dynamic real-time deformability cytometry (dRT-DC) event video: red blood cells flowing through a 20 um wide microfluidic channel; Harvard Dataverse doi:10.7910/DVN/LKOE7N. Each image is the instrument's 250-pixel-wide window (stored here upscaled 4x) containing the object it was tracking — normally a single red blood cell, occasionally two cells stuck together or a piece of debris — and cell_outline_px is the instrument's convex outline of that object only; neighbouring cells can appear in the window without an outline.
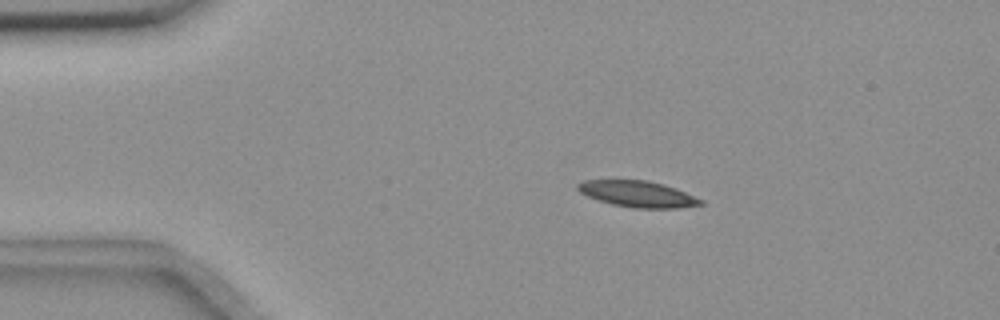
{"species": "common noctule bat (a hibernating species)", "species_latin": "Nyctalus noctula", "temperature_condition": "room temperature", "stored_images_in_passage": 10, "camera_frame_rate_fps": 3000, "um_per_image_px": 0.085, "animal": {"sex": "female", "body_mass_g": 18.4}, "frame": {"image": 1, "passage_image": 2, "time_ms": 2.0, "image_size_px": [1000, 320], "cell_outline_px": [[704, 204], [680, 208], [632, 208], [612, 204], [588, 196], [580, 192], [576, 188], [576, 184], [584, 180], [648, 180], [676, 188], [704, 200]], "centroid_in_image_um": [54.22, 16.49], "position_along_channel_um": 30.8, "area_um2": 18.79}}
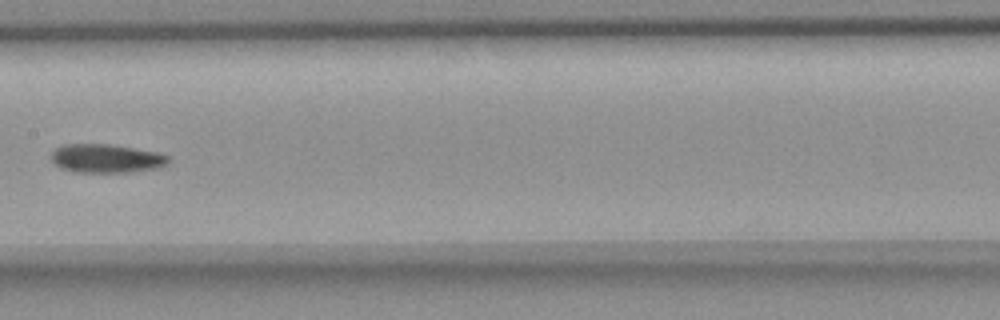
{"frame": {"image": 2, "passage_image": 7, "time_ms": 8.0, "image_size_px": [1000, 320], "cell_outline_px": [[168, 164], [160, 168], [132, 172], [72, 172], [60, 168], [48, 156], [56, 148], [64, 144], [112, 144], [160, 152], [168, 156]], "centroid_in_image_um": [9.04, 13.47], "position_along_channel_um": 198.4, "area_um2": 19.94}}
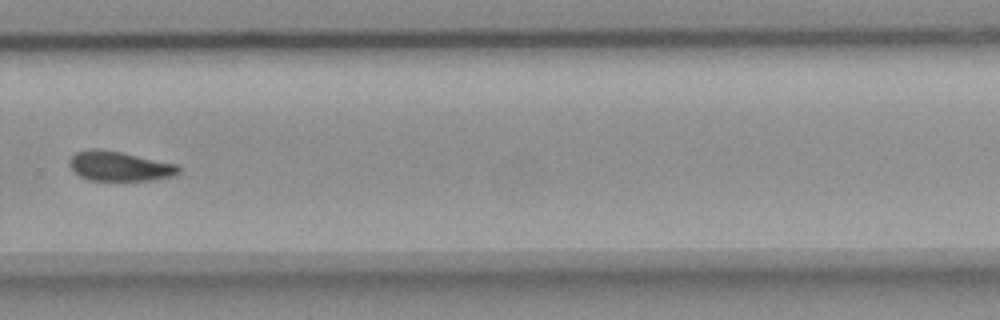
{"frame": {"image": 3, "passage_image": 10, "time_ms": 11.333, "image_size_px": [1000, 320], "cell_outline_px": [[180, 172], [176, 176], [152, 180], [88, 180], [80, 176], [68, 164], [68, 160], [76, 152], [88, 148], [100, 148], [180, 164]], "centroid_in_image_um": [10.19, 14.11], "position_along_channel_um": 319.6, "area_um2": 19.13}}